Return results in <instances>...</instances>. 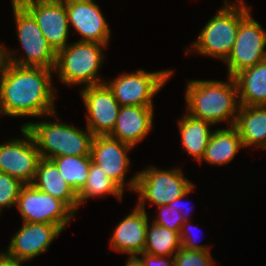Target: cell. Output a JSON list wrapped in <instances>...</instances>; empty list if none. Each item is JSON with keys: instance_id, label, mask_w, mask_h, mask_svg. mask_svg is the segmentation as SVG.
Here are the masks:
<instances>
[{"instance_id": "7a4b0ae2", "label": "cell", "mask_w": 266, "mask_h": 266, "mask_svg": "<svg viewBox=\"0 0 266 266\" xmlns=\"http://www.w3.org/2000/svg\"><path fill=\"white\" fill-rule=\"evenodd\" d=\"M228 81L191 80L187 84L186 113L211 124L230 121L234 126L240 107L238 88L234 77ZM236 114V115H235Z\"/></svg>"}, {"instance_id": "9a60e30c", "label": "cell", "mask_w": 266, "mask_h": 266, "mask_svg": "<svg viewBox=\"0 0 266 266\" xmlns=\"http://www.w3.org/2000/svg\"><path fill=\"white\" fill-rule=\"evenodd\" d=\"M61 232L54 224L23 222L21 229L12 237L4 253L14 259L32 260L47 251Z\"/></svg>"}, {"instance_id": "d6a6232c", "label": "cell", "mask_w": 266, "mask_h": 266, "mask_svg": "<svg viewBox=\"0 0 266 266\" xmlns=\"http://www.w3.org/2000/svg\"><path fill=\"white\" fill-rule=\"evenodd\" d=\"M194 187L195 186L193 185L183 196L176 198L175 200H173L171 203L168 204L169 206L174 207L176 210H178L181 213V216L183 217L184 221H188L187 216H189L188 215L189 211L188 213H186L187 211L184 213L183 212L184 206H182L183 204H180V202L188 193H190L193 190Z\"/></svg>"}, {"instance_id": "e0dca14e", "label": "cell", "mask_w": 266, "mask_h": 266, "mask_svg": "<svg viewBox=\"0 0 266 266\" xmlns=\"http://www.w3.org/2000/svg\"><path fill=\"white\" fill-rule=\"evenodd\" d=\"M148 216L146 211L138 206L116 226L110 246L112 249L129 254L135 258L145 249Z\"/></svg>"}, {"instance_id": "5bb4252c", "label": "cell", "mask_w": 266, "mask_h": 266, "mask_svg": "<svg viewBox=\"0 0 266 266\" xmlns=\"http://www.w3.org/2000/svg\"><path fill=\"white\" fill-rule=\"evenodd\" d=\"M72 25L82 38L78 41L101 43L107 46L110 29L99 5L93 0H63Z\"/></svg>"}, {"instance_id": "4dcf8cb0", "label": "cell", "mask_w": 266, "mask_h": 266, "mask_svg": "<svg viewBox=\"0 0 266 266\" xmlns=\"http://www.w3.org/2000/svg\"><path fill=\"white\" fill-rule=\"evenodd\" d=\"M188 222L190 221L189 220L185 221L182 224V227L179 233L182 247L186 250L210 251L207 245L203 246L201 244L199 245L195 243L194 238L189 233V230L191 229V227L189 226L190 229L187 228Z\"/></svg>"}, {"instance_id": "603a6c76", "label": "cell", "mask_w": 266, "mask_h": 266, "mask_svg": "<svg viewBox=\"0 0 266 266\" xmlns=\"http://www.w3.org/2000/svg\"><path fill=\"white\" fill-rule=\"evenodd\" d=\"M242 140L235 126L227 129L213 131L208 146L201 159L210 164L219 166L229 163L240 148H243Z\"/></svg>"}, {"instance_id": "f546056e", "label": "cell", "mask_w": 266, "mask_h": 266, "mask_svg": "<svg viewBox=\"0 0 266 266\" xmlns=\"http://www.w3.org/2000/svg\"><path fill=\"white\" fill-rule=\"evenodd\" d=\"M141 255L139 258L138 256ZM168 257V258H167ZM170 256H156L146 252L139 253L135 259L142 266H174V260ZM170 259V260H169Z\"/></svg>"}, {"instance_id": "277c9868", "label": "cell", "mask_w": 266, "mask_h": 266, "mask_svg": "<svg viewBox=\"0 0 266 266\" xmlns=\"http://www.w3.org/2000/svg\"><path fill=\"white\" fill-rule=\"evenodd\" d=\"M101 43L77 41L68 44L56 54L54 71H58L61 82L66 85L93 86L105 81L99 78L98 71L104 61Z\"/></svg>"}, {"instance_id": "5b68a950", "label": "cell", "mask_w": 266, "mask_h": 266, "mask_svg": "<svg viewBox=\"0 0 266 266\" xmlns=\"http://www.w3.org/2000/svg\"><path fill=\"white\" fill-rule=\"evenodd\" d=\"M127 185L130 190L139 193L137 206L145 210L146 201L157 207L168 205L183 196L194 184L184 177L180 168L161 170L149 167L136 174Z\"/></svg>"}, {"instance_id": "ba28073f", "label": "cell", "mask_w": 266, "mask_h": 266, "mask_svg": "<svg viewBox=\"0 0 266 266\" xmlns=\"http://www.w3.org/2000/svg\"><path fill=\"white\" fill-rule=\"evenodd\" d=\"M12 7L17 25L18 40L26 56L14 58L10 51L8 52L9 62L18 66L54 69L57 53L49 45L36 20L18 1H12Z\"/></svg>"}, {"instance_id": "9c48e42d", "label": "cell", "mask_w": 266, "mask_h": 266, "mask_svg": "<svg viewBox=\"0 0 266 266\" xmlns=\"http://www.w3.org/2000/svg\"><path fill=\"white\" fill-rule=\"evenodd\" d=\"M172 73L171 70L150 73L138 69L131 74L123 72L114 81L104 83L120 106L153 107V96L161 90Z\"/></svg>"}, {"instance_id": "7c38bea8", "label": "cell", "mask_w": 266, "mask_h": 266, "mask_svg": "<svg viewBox=\"0 0 266 266\" xmlns=\"http://www.w3.org/2000/svg\"><path fill=\"white\" fill-rule=\"evenodd\" d=\"M33 16L49 45L57 53L68 43L69 22L62 0H18Z\"/></svg>"}, {"instance_id": "6da1fadb", "label": "cell", "mask_w": 266, "mask_h": 266, "mask_svg": "<svg viewBox=\"0 0 266 266\" xmlns=\"http://www.w3.org/2000/svg\"><path fill=\"white\" fill-rule=\"evenodd\" d=\"M52 71L10 63L0 80V114L14 117L56 116Z\"/></svg>"}, {"instance_id": "d6986e66", "label": "cell", "mask_w": 266, "mask_h": 266, "mask_svg": "<svg viewBox=\"0 0 266 266\" xmlns=\"http://www.w3.org/2000/svg\"><path fill=\"white\" fill-rule=\"evenodd\" d=\"M31 184L38 190L63 201L74 213L79 208L77 193L65 181L53 160L40 158Z\"/></svg>"}, {"instance_id": "836d02e7", "label": "cell", "mask_w": 266, "mask_h": 266, "mask_svg": "<svg viewBox=\"0 0 266 266\" xmlns=\"http://www.w3.org/2000/svg\"><path fill=\"white\" fill-rule=\"evenodd\" d=\"M22 262L26 261L11 258L0 251V266H22Z\"/></svg>"}, {"instance_id": "2e32d148", "label": "cell", "mask_w": 266, "mask_h": 266, "mask_svg": "<svg viewBox=\"0 0 266 266\" xmlns=\"http://www.w3.org/2000/svg\"><path fill=\"white\" fill-rule=\"evenodd\" d=\"M132 146L107 136H94L91 145V160L101 167L106 175L124 191L126 171L130 164L127 151Z\"/></svg>"}, {"instance_id": "cb8c5ba5", "label": "cell", "mask_w": 266, "mask_h": 266, "mask_svg": "<svg viewBox=\"0 0 266 266\" xmlns=\"http://www.w3.org/2000/svg\"><path fill=\"white\" fill-rule=\"evenodd\" d=\"M179 233L154 222L150 226L148 223L144 252L156 256H174L182 247Z\"/></svg>"}, {"instance_id": "30bf717a", "label": "cell", "mask_w": 266, "mask_h": 266, "mask_svg": "<svg viewBox=\"0 0 266 266\" xmlns=\"http://www.w3.org/2000/svg\"><path fill=\"white\" fill-rule=\"evenodd\" d=\"M16 206L23 222L54 224L61 231L75 215L63 201L38 190L32 184L22 187Z\"/></svg>"}, {"instance_id": "ffe728a7", "label": "cell", "mask_w": 266, "mask_h": 266, "mask_svg": "<svg viewBox=\"0 0 266 266\" xmlns=\"http://www.w3.org/2000/svg\"><path fill=\"white\" fill-rule=\"evenodd\" d=\"M236 129L245 147L266 149V106L240 105Z\"/></svg>"}, {"instance_id": "8fae6325", "label": "cell", "mask_w": 266, "mask_h": 266, "mask_svg": "<svg viewBox=\"0 0 266 266\" xmlns=\"http://www.w3.org/2000/svg\"><path fill=\"white\" fill-rule=\"evenodd\" d=\"M21 132L24 139L0 144V172L26 185L33 182L41 157L32 134L25 127H21Z\"/></svg>"}, {"instance_id": "e575fe53", "label": "cell", "mask_w": 266, "mask_h": 266, "mask_svg": "<svg viewBox=\"0 0 266 266\" xmlns=\"http://www.w3.org/2000/svg\"><path fill=\"white\" fill-rule=\"evenodd\" d=\"M125 266H142L135 258H129Z\"/></svg>"}, {"instance_id": "7402d4cb", "label": "cell", "mask_w": 266, "mask_h": 266, "mask_svg": "<svg viewBox=\"0 0 266 266\" xmlns=\"http://www.w3.org/2000/svg\"><path fill=\"white\" fill-rule=\"evenodd\" d=\"M178 124L182 148L200 163L213 133L209 128L213 124L187 113L178 121Z\"/></svg>"}, {"instance_id": "d4e9b609", "label": "cell", "mask_w": 266, "mask_h": 266, "mask_svg": "<svg viewBox=\"0 0 266 266\" xmlns=\"http://www.w3.org/2000/svg\"><path fill=\"white\" fill-rule=\"evenodd\" d=\"M106 194H112L121 200L123 190L106 175L101 167L91 162L86 184L77 193L78 204L80 206L88 198L101 197Z\"/></svg>"}, {"instance_id": "52a82bcc", "label": "cell", "mask_w": 266, "mask_h": 266, "mask_svg": "<svg viewBox=\"0 0 266 266\" xmlns=\"http://www.w3.org/2000/svg\"><path fill=\"white\" fill-rule=\"evenodd\" d=\"M244 3L240 0V24L234 47L223 61L227 63L230 77L266 59V31L251 16L250 7Z\"/></svg>"}, {"instance_id": "3957f363", "label": "cell", "mask_w": 266, "mask_h": 266, "mask_svg": "<svg viewBox=\"0 0 266 266\" xmlns=\"http://www.w3.org/2000/svg\"><path fill=\"white\" fill-rule=\"evenodd\" d=\"M25 127L33 136L40 157L53 159L62 156H88L94 135L61 122H28Z\"/></svg>"}, {"instance_id": "ac0fdd59", "label": "cell", "mask_w": 266, "mask_h": 266, "mask_svg": "<svg viewBox=\"0 0 266 266\" xmlns=\"http://www.w3.org/2000/svg\"><path fill=\"white\" fill-rule=\"evenodd\" d=\"M153 107L121 106L115 126L108 135L134 147L153 129Z\"/></svg>"}, {"instance_id": "4316f807", "label": "cell", "mask_w": 266, "mask_h": 266, "mask_svg": "<svg viewBox=\"0 0 266 266\" xmlns=\"http://www.w3.org/2000/svg\"><path fill=\"white\" fill-rule=\"evenodd\" d=\"M23 184L18 179L0 172V212L6 207L16 206Z\"/></svg>"}, {"instance_id": "83f0119b", "label": "cell", "mask_w": 266, "mask_h": 266, "mask_svg": "<svg viewBox=\"0 0 266 266\" xmlns=\"http://www.w3.org/2000/svg\"><path fill=\"white\" fill-rule=\"evenodd\" d=\"M173 257L174 266H212L210 251L186 250L181 247Z\"/></svg>"}, {"instance_id": "8992f818", "label": "cell", "mask_w": 266, "mask_h": 266, "mask_svg": "<svg viewBox=\"0 0 266 266\" xmlns=\"http://www.w3.org/2000/svg\"><path fill=\"white\" fill-rule=\"evenodd\" d=\"M211 18L199 33L192 48L199 54L220 58L229 56L237 37L240 24V0L227 3ZM239 3V4H238Z\"/></svg>"}, {"instance_id": "4fadbf2b", "label": "cell", "mask_w": 266, "mask_h": 266, "mask_svg": "<svg viewBox=\"0 0 266 266\" xmlns=\"http://www.w3.org/2000/svg\"><path fill=\"white\" fill-rule=\"evenodd\" d=\"M82 101L87 109V128L94 136L109 135L116 123L120 104L105 83L83 87Z\"/></svg>"}, {"instance_id": "44dd1931", "label": "cell", "mask_w": 266, "mask_h": 266, "mask_svg": "<svg viewBox=\"0 0 266 266\" xmlns=\"http://www.w3.org/2000/svg\"><path fill=\"white\" fill-rule=\"evenodd\" d=\"M240 105L266 106V59L234 76Z\"/></svg>"}, {"instance_id": "484cf974", "label": "cell", "mask_w": 266, "mask_h": 266, "mask_svg": "<svg viewBox=\"0 0 266 266\" xmlns=\"http://www.w3.org/2000/svg\"><path fill=\"white\" fill-rule=\"evenodd\" d=\"M65 181L78 193L86 184L91 156H62L52 159Z\"/></svg>"}, {"instance_id": "f1b7e54d", "label": "cell", "mask_w": 266, "mask_h": 266, "mask_svg": "<svg viewBox=\"0 0 266 266\" xmlns=\"http://www.w3.org/2000/svg\"><path fill=\"white\" fill-rule=\"evenodd\" d=\"M157 209H159V216L152 222L172 231L180 232L182 224L185 222L181 213L169 205L158 206Z\"/></svg>"}, {"instance_id": "1f68e13d", "label": "cell", "mask_w": 266, "mask_h": 266, "mask_svg": "<svg viewBox=\"0 0 266 266\" xmlns=\"http://www.w3.org/2000/svg\"><path fill=\"white\" fill-rule=\"evenodd\" d=\"M3 44L0 45V79H2L5 75L6 69L8 65L10 64L9 62V55H8V50L6 47H3Z\"/></svg>"}]
</instances>
